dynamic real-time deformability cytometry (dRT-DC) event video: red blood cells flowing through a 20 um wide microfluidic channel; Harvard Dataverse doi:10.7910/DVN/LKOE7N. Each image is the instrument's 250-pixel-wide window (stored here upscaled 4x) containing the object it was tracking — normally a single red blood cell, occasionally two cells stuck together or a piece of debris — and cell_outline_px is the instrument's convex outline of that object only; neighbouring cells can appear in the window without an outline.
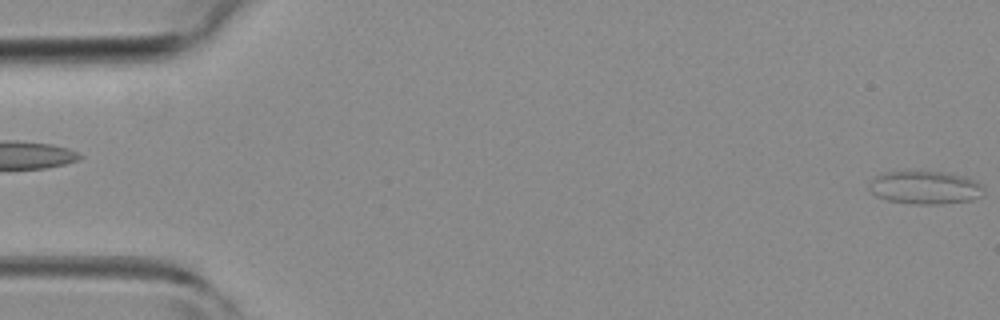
{"species": "common noctule bat (a hibernating species)", "species_latin": "Nyctalus noctula", "temperature_condition": "room temperature", "stored_images_in_passage": 4, "camera_frame_rate_fps": 3000, "um_per_image_px": 0.085, "animal": {"sex": "female", "body_mass_g": 19.3, "forearm_length_mm": 54.1}, "frame": {"image": 1, "passage_image": 4, "time_ms": 3.667, "image_size_px": [1000, 320], "cell_outline_px": [[984, 192], [980, 196], [972, 200], [940, 204], [916, 204], [888, 200], [876, 196], [868, 188], [872, 176], [884, 172], [908, 168], [920, 168], [948, 172], [968, 176], [976, 180], [980, 184]], "centroid_in_image_um": [78.59, 15.86], "position_along_channel_um": 6.4, "area_um2": 23.35}}